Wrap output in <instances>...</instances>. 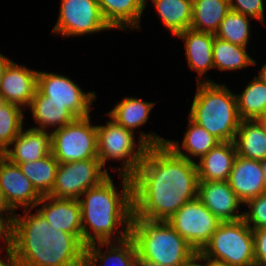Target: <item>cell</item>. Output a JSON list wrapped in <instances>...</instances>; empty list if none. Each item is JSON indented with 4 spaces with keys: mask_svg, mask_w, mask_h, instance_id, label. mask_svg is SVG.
Returning <instances> with one entry per match:
<instances>
[{
    "mask_svg": "<svg viewBox=\"0 0 266 266\" xmlns=\"http://www.w3.org/2000/svg\"><path fill=\"white\" fill-rule=\"evenodd\" d=\"M228 182L243 204L266 192L263 169L259 160L237 155Z\"/></svg>",
    "mask_w": 266,
    "mask_h": 266,
    "instance_id": "20",
    "label": "cell"
},
{
    "mask_svg": "<svg viewBox=\"0 0 266 266\" xmlns=\"http://www.w3.org/2000/svg\"><path fill=\"white\" fill-rule=\"evenodd\" d=\"M10 61H11V59H9L4 54L0 53V85H1V78H2L3 71H4L5 67H6V65Z\"/></svg>",
    "mask_w": 266,
    "mask_h": 266,
    "instance_id": "41",
    "label": "cell"
},
{
    "mask_svg": "<svg viewBox=\"0 0 266 266\" xmlns=\"http://www.w3.org/2000/svg\"><path fill=\"white\" fill-rule=\"evenodd\" d=\"M176 37L184 41L187 66L198 73L196 83L215 82L207 76V72L214 69L212 49L215 34L187 29Z\"/></svg>",
    "mask_w": 266,
    "mask_h": 266,
    "instance_id": "18",
    "label": "cell"
},
{
    "mask_svg": "<svg viewBox=\"0 0 266 266\" xmlns=\"http://www.w3.org/2000/svg\"><path fill=\"white\" fill-rule=\"evenodd\" d=\"M32 210L23 209L13 217L12 249L18 266H84L85 245Z\"/></svg>",
    "mask_w": 266,
    "mask_h": 266,
    "instance_id": "2",
    "label": "cell"
},
{
    "mask_svg": "<svg viewBox=\"0 0 266 266\" xmlns=\"http://www.w3.org/2000/svg\"><path fill=\"white\" fill-rule=\"evenodd\" d=\"M230 10L241 13L252 19H257L261 24L266 25L265 0H228Z\"/></svg>",
    "mask_w": 266,
    "mask_h": 266,
    "instance_id": "35",
    "label": "cell"
},
{
    "mask_svg": "<svg viewBox=\"0 0 266 266\" xmlns=\"http://www.w3.org/2000/svg\"><path fill=\"white\" fill-rule=\"evenodd\" d=\"M0 253H3L0 254V266H18L12 247L0 250Z\"/></svg>",
    "mask_w": 266,
    "mask_h": 266,
    "instance_id": "38",
    "label": "cell"
},
{
    "mask_svg": "<svg viewBox=\"0 0 266 266\" xmlns=\"http://www.w3.org/2000/svg\"><path fill=\"white\" fill-rule=\"evenodd\" d=\"M5 103V101H4V98L1 96V94H0V107L2 106V104H4Z\"/></svg>",
    "mask_w": 266,
    "mask_h": 266,
    "instance_id": "47",
    "label": "cell"
},
{
    "mask_svg": "<svg viewBox=\"0 0 266 266\" xmlns=\"http://www.w3.org/2000/svg\"><path fill=\"white\" fill-rule=\"evenodd\" d=\"M91 121L90 115L77 118L52 131L51 154L59 163L98 158L97 125Z\"/></svg>",
    "mask_w": 266,
    "mask_h": 266,
    "instance_id": "8",
    "label": "cell"
},
{
    "mask_svg": "<svg viewBox=\"0 0 266 266\" xmlns=\"http://www.w3.org/2000/svg\"><path fill=\"white\" fill-rule=\"evenodd\" d=\"M187 120V130L184 133L182 142L167 139L165 144L177 155L196 162V160L198 161L207 154L220 141L189 117Z\"/></svg>",
    "mask_w": 266,
    "mask_h": 266,
    "instance_id": "25",
    "label": "cell"
},
{
    "mask_svg": "<svg viewBox=\"0 0 266 266\" xmlns=\"http://www.w3.org/2000/svg\"><path fill=\"white\" fill-rule=\"evenodd\" d=\"M241 120H259L266 112V85L255 75L241 93H235Z\"/></svg>",
    "mask_w": 266,
    "mask_h": 266,
    "instance_id": "30",
    "label": "cell"
},
{
    "mask_svg": "<svg viewBox=\"0 0 266 266\" xmlns=\"http://www.w3.org/2000/svg\"><path fill=\"white\" fill-rule=\"evenodd\" d=\"M204 266H228L227 264L209 260L204 257Z\"/></svg>",
    "mask_w": 266,
    "mask_h": 266,
    "instance_id": "43",
    "label": "cell"
},
{
    "mask_svg": "<svg viewBox=\"0 0 266 266\" xmlns=\"http://www.w3.org/2000/svg\"><path fill=\"white\" fill-rule=\"evenodd\" d=\"M259 121L263 124L264 129L266 131V112L263 114V116L259 119Z\"/></svg>",
    "mask_w": 266,
    "mask_h": 266,
    "instance_id": "45",
    "label": "cell"
},
{
    "mask_svg": "<svg viewBox=\"0 0 266 266\" xmlns=\"http://www.w3.org/2000/svg\"><path fill=\"white\" fill-rule=\"evenodd\" d=\"M54 36L72 38L113 30L104 20L98 0H60Z\"/></svg>",
    "mask_w": 266,
    "mask_h": 266,
    "instance_id": "9",
    "label": "cell"
},
{
    "mask_svg": "<svg viewBox=\"0 0 266 266\" xmlns=\"http://www.w3.org/2000/svg\"><path fill=\"white\" fill-rule=\"evenodd\" d=\"M145 0V8L148 6ZM156 14L163 26L172 35L177 36L182 31L190 29L192 19V0H151Z\"/></svg>",
    "mask_w": 266,
    "mask_h": 266,
    "instance_id": "27",
    "label": "cell"
},
{
    "mask_svg": "<svg viewBox=\"0 0 266 266\" xmlns=\"http://www.w3.org/2000/svg\"><path fill=\"white\" fill-rule=\"evenodd\" d=\"M109 174L98 158L59 163L55 183L48 196L79 199L85 191L98 186Z\"/></svg>",
    "mask_w": 266,
    "mask_h": 266,
    "instance_id": "10",
    "label": "cell"
},
{
    "mask_svg": "<svg viewBox=\"0 0 266 266\" xmlns=\"http://www.w3.org/2000/svg\"><path fill=\"white\" fill-rule=\"evenodd\" d=\"M15 213H0V250L12 247V221ZM4 242V245H1Z\"/></svg>",
    "mask_w": 266,
    "mask_h": 266,
    "instance_id": "37",
    "label": "cell"
},
{
    "mask_svg": "<svg viewBox=\"0 0 266 266\" xmlns=\"http://www.w3.org/2000/svg\"><path fill=\"white\" fill-rule=\"evenodd\" d=\"M101 14L109 26L121 31H139L145 0H98Z\"/></svg>",
    "mask_w": 266,
    "mask_h": 266,
    "instance_id": "23",
    "label": "cell"
},
{
    "mask_svg": "<svg viewBox=\"0 0 266 266\" xmlns=\"http://www.w3.org/2000/svg\"><path fill=\"white\" fill-rule=\"evenodd\" d=\"M243 206H246V210L243 211V220L252 229L266 227V192L247 201Z\"/></svg>",
    "mask_w": 266,
    "mask_h": 266,
    "instance_id": "34",
    "label": "cell"
},
{
    "mask_svg": "<svg viewBox=\"0 0 266 266\" xmlns=\"http://www.w3.org/2000/svg\"><path fill=\"white\" fill-rule=\"evenodd\" d=\"M255 265L266 266V227L253 229Z\"/></svg>",
    "mask_w": 266,
    "mask_h": 266,
    "instance_id": "36",
    "label": "cell"
},
{
    "mask_svg": "<svg viewBox=\"0 0 266 266\" xmlns=\"http://www.w3.org/2000/svg\"><path fill=\"white\" fill-rule=\"evenodd\" d=\"M0 213H15L5 201L1 189H0Z\"/></svg>",
    "mask_w": 266,
    "mask_h": 266,
    "instance_id": "40",
    "label": "cell"
},
{
    "mask_svg": "<svg viewBox=\"0 0 266 266\" xmlns=\"http://www.w3.org/2000/svg\"><path fill=\"white\" fill-rule=\"evenodd\" d=\"M131 180L132 218L167 221L197 198L196 162L177 155L166 144L147 148Z\"/></svg>",
    "mask_w": 266,
    "mask_h": 266,
    "instance_id": "1",
    "label": "cell"
},
{
    "mask_svg": "<svg viewBox=\"0 0 266 266\" xmlns=\"http://www.w3.org/2000/svg\"><path fill=\"white\" fill-rule=\"evenodd\" d=\"M180 266H204V256L200 252H197Z\"/></svg>",
    "mask_w": 266,
    "mask_h": 266,
    "instance_id": "39",
    "label": "cell"
},
{
    "mask_svg": "<svg viewBox=\"0 0 266 266\" xmlns=\"http://www.w3.org/2000/svg\"><path fill=\"white\" fill-rule=\"evenodd\" d=\"M247 48L214 37L212 49L214 69L221 72H234L249 66L255 67L258 63L249 55Z\"/></svg>",
    "mask_w": 266,
    "mask_h": 266,
    "instance_id": "29",
    "label": "cell"
},
{
    "mask_svg": "<svg viewBox=\"0 0 266 266\" xmlns=\"http://www.w3.org/2000/svg\"><path fill=\"white\" fill-rule=\"evenodd\" d=\"M37 76L38 70L11 60L1 78L0 94L4 101L27 111L37 90Z\"/></svg>",
    "mask_w": 266,
    "mask_h": 266,
    "instance_id": "15",
    "label": "cell"
},
{
    "mask_svg": "<svg viewBox=\"0 0 266 266\" xmlns=\"http://www.w3.org/2000/svg\"><path fill=\"white\" fill-rule=\"evenodd\" d=\"M27 110H30L32 119L37 126L29 128L35 130L53 131L77 119L66 105L49 101V98L38 90Z\"/></svg>",
    "mask_w": 266,
    "mask_h": 266,
    "instance_id": "24",
    "label": "cell"
},
{
    "mask_svg": "<svg viewBox=\"0 0 266 266\" xmlns=\"http://www.w3.org/2000/svg\"><path fill=\"white\" fill-rule=\"evenodd\" d=\"M156 103L157 102H147L139 97L126 96L118 101L106 115L125 129L131 130L134 133L135 130L139 128V138L149 147L157 146L165 144L167 139L161 137L154 131L146 133L141 130L142 126L149 121L151 111Z\"/></svg>",
    "mask_w": 266,
    "mask_h": 266,
    "instance_id": "14",
    "label": "cell"
},
{
    "mask_svg": "<svg viewBox=\"0 0 266 266\" xmlns=\"http://www.w3.org/2000/svg\"><path fill=\"white\" fill-rule=\"evenodd\" d=\"M167 222L200 252L221 221L198 199L185 203Z\"/></svg>",
    "mask_w": 266,
    "mask_h": 266,
    "instance_id": "12",
    "label": "cell"
},
{
    "mask_svg": "<svg viewBox=\"0 0 266 266\" xmlns=\"http://www.w3.org/2000/svg\"><path fill=\"white\" fill-rule=\"evenodd\" d=\"M261 166H262V169H263L264 180H265V183H266V158L261 161Z\"/></svg>",
    "mask_w": 266,
    "mask_h": 266,
    "instance_id": "44",
    "label": "cell"
},
{
    "mask_svg": "<svg viewBox=\"0 0 266 266\" xmlns=\"http://www.w3.org/2000/svg\"><path fill=\"white\" fill-rule=\"evenodd\" d=\"M52 131L22 129L2 155L14 164L32 162L51 153Z\"/></svg>",
    "mask_w": 266,
    "mask_h": 266,
    "instance_id": "21",
    "label": "cell"
},
{
    "mask_svg": "<svg viewBox=\"0 0 266 266\" xmlns=\"http://www.w3.org/2000/svg\"><path fill=\"white\" fill-rule=\"evenodd\" d=\"M258 73L259 75L257 77L266 85V63L261 65V69Z\"/></svg>",
    "mask_w": 266,
    "mask_h": 266,
    "instance_id": "42",
    "label": "cell"
},
{
    "mask_svg": "<svg viewBox=\"0 0 266 266\" xmlns=\"http://www.w3.org/2000/svg\"><path fill=\"white\" fill-rule=\"evenodd\" d=\"M58 165L59 162L51 153L36 161L18 164L21 172L41 196L51 193Z\"/></svg>",
    "mask_w": 266,
    "mask_h": 266,
    "instance_id": "31",
    "label": "cell"
},
{
    "mask_svg": "<svg viewBox=\"0 0 266 266\" xmlns=\"http://www.w3.org/2000/svg\"><path fill=\"white\" fill-rule=\"evenodd\" d=\"M130 237L138 259L159 266H180L196 250L167 222L132 218Z\"/></svg>",
    "mask_w": 266,
    "mask_h": 266,
    "instance_id": "5",
    "label": "cell"
},
{
    "mask_svg": "<svg viewBox=\"0 0 266 266\" xmlns=\"http://www.w3.org/2000/svg\"><path fill=\"white\" fill-rule=\"evenodd\" d=\"M188 116L220 142H234L240 117L235 92L226 83H196Z\"/></svg>",
    "mask_w": 266,
    "mask_h": 266,
    "instance_id": "4",
    "label": "cell"
},
{
    "mask_svg": "<svg viewBox=\"0 0 266 266\" xmlns=\"http://www.w3.org/2000/svg\"><path fill=\"white\" fill-rule=\"evenodd\" d=\"M197 198L221 221L243 219V203L228 181H198ZM242 205V206H241Z\"/></svg>",
    "mask_w": 266,
    "mask_h": 266,
    "instance_id": "16",
    "label": "cell"
},
{
    "mask_svg": "<svg viewBox=\"0 0 266 266\" xmlns=\"http://www.w3.org/2000/svg\"><path fill=\"white\" fill-rule=\"evenodd\" d=\"M250 21H252V18L230 10L221 21L215 37L235 45L247 47L252 32Z\"/></svg>",
    "mask_w": 266,
    "mask_h": 266,
    "instance_id": "32",
    "label": "cell"
},
{
    "mask_svg": "<svg viewBox=\"0 0 266 266\" xmlns=\"http://www.w3.org/2000/svg\"><path fill=\"white\" fill-rule=\"evenodd\" d=\"M234 144L238 156L262 161L266 158V131L259 120H241Z\"/></svg>",
    "mask_w": 266,
    "mask_h": 266,
    "instance_id": "26",
    "label": "cell"
},
{
    "mask_svg": "<svg viewBox=\"0 0 266 266\" xmlns=\"http://www.w3.org/2000/svg\"><path fill=\"white\" fill-rule=\"evenodd\" d=\"M96 265L138 266L139 259L134 240L129 236L123 241L97 242L85 246L84 266Z\"/></svg>",
    "mask_w": 266,
    "mask_h": 266,
    "instance_id": "19",
    "label": "cell"
},
{
    "mask_svg": "<svg viewBox=\"0 0 266 266\" xmlns=\"http://www.w3.org/2000/svg\"><path fill=\"white\" fill-rule=\"evenodd\" d=\"M200 253L228 266H254L253 229L243 219L221 222Z\"/></svg>",
    "mask_w": 266,
    "mask_h": 266,
    "instance_id": "7",
    "label": "cell"
},
{
    "mask_svg": "<svg viewBox=\"0 0 266 266\" xmlns=\"http://www.w3.org/2000/svg\"><path fill=\"white\" fill-rule=\"evenodd\" d=\"M0 189L5 201L16 212L17 209H34L41 195L17 164L0 154Z\"/></svg>",
    "mask_w": 266,
    "mask_h": 266,
    "instance_id": "13",
    "label": "cell"
},
{
    "mask_svg": "<svg viewBox=\"0 0 266 266\" xmlns=\"http://www.w3.org/2000/svg\"><path fill=\"white\" fill-rule=\"evenodd\" d=\"M229 11L228 0H192L190 29L215 34Z\"/></svg>",
    "mask_w": 266,
    "mask_h": 266,
    "instance_id": "28",
    "label": "cell"
},
{
    "mask_svg": "<svg viewBox=\"0 0 266 266\" xmlns=\"http://www.w3.org/2000/svg\"><path fill=\"white\" fill-rule=\"evenodd\" d=\"M138 266H159V265H154V264H149L147 262H141V261H139V265Z\"/></svg>",
    "mask_w": 266,
    "mask_h": 266,
    "instance_id": "46",
    "label": "cell"
},
{
    "mask_svg": "<svg viewBox=\"0 0 266 266\" xmlns=\"http://www.w3.org/2000/svg\"><path fill=\"white\" fill-rule=\"evenodd\" d=\"M37 90L51 102L62 103L77 117L90 115L97 101V92L85 91L70 77L64 74L38 71Z\"/></svg>",
    "mask_w": 266,
    "mask_h": 266,
    "instance_id": "11",
    "label": "cell"
},
{
    "mask_svg": "<svg viewBox=\"0 0 266 266\" xmlns=\"http://www.w3.org/2000/svg\"><path fill=\"white\" fill-rule=\"evenodd\" d=\"M106 124L97 125V155L108 172L107 162L119 161L121 167L111 166L113 172L131 177L149 147L131 130L125 129L109 117ZM138 140H136L137 138Z\"/></svg>",
    "mask_w": 266,
    "mask_h": 266,
    "instance_id": "6",
    "label": "cell"
},
{
    "mask_svg": "<svg viewBox=\"0 0 266 266\" xmlns=\"http://www.w3.org/2000/svg\"><path fill=\"white\" fill-rule=\"evenodd\" d=\"M121 190L109 175L78 199L81 207L83 244L123 241L130 236L133 217L132 180L119 175Z\"/></svg>",
    "mask_w": 266,
    "mask_h": 266,
    "instance_id": "3",
    "label": "cell"
},
{
    "mask_svg": "<svg viewBox=\"0 0 266 266\" xmlns=\"http://www.w3.org/2000/svg\"><path fill=\"white\" fill-rule=\"evenodd\" d=\"M236 156L234 142L218 143L196 161L198 181H228Z\"/></svg>",
    "mask_w": 266,
    "mask_h": 266,
    "instance_id": "22",
    "label": "cell"
},
{
    "mask_svg": "<svg viewBox=\"0 0 266 266\" xmlns=\"http://www.w3.org/2000/svg\"><path fill=\"white\" fill-rule=\"evenodd\" d=\"M25 110L5 102L0 107V154H2L19 132L25 128Z\"/></svg>",
    "mask_w": 266,
    "mask_h": 266,
    "instance_id": "33",
    "label": "cell"
},
{
    "mask_svg": "<svg viewBox=\"0 0 266 266\" xmlns=\"http://www.w3.org/2000/svg\"><path fill=\"white\" fill-rule=\"evenodd\" d=\"M35 209L55 229L73 234L83 243L81 207L78 199L46 195L41 197Z\"/></svg>",
    "mask_w": 266,
    "mask_h": 266,
    "instance_id": "17",
    "label": "cell"
}]
</instances>
